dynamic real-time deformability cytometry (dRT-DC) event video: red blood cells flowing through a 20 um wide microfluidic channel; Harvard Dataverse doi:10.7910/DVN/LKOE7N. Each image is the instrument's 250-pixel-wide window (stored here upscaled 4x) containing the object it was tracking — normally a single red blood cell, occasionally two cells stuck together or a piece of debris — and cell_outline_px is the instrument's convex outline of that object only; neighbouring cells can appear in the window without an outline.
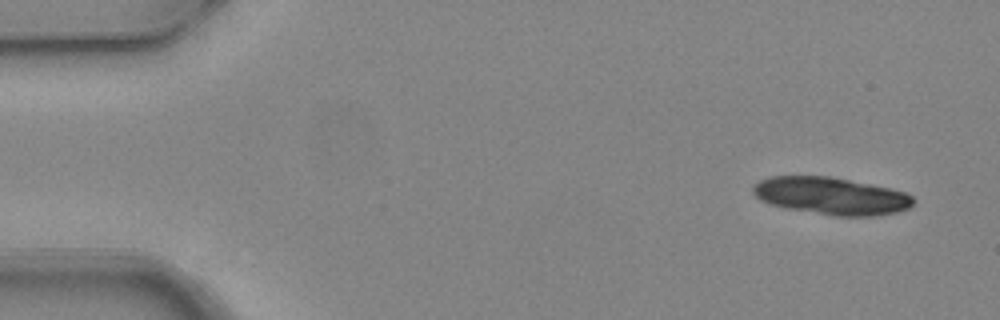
{"species": "common noctule bat (a hibernating species)", "species_latin": "Nyctalus noctula", "temperature_condition": "warm", "stored_images_in_passage": 4, "camera_frame_rate_fps": 3000, "um_per_image_px": 0.085, "animal": {"sex": "female", "body_mass_g": 24.6, "forearm_length_mm": 56.2}, "frame": {"image": 1, "passage_image": 1, "time_ms": 0.0, "image_size_px": [1000, 320], "cell_outline_px": [[916, 200], [908, 208], [896, 212], [876, 216], [832, 216], [788, 208], [772, 204], [760, 200], [752, 192], [752, 188], [760, 180], [772, 176], [828, 176], [892, 188], [904, 192], [912, 196]], "centroid_in_image_um": [70.67, 16.65], "position_along_channel_um": 14.3, "area_um2": 34.8}}